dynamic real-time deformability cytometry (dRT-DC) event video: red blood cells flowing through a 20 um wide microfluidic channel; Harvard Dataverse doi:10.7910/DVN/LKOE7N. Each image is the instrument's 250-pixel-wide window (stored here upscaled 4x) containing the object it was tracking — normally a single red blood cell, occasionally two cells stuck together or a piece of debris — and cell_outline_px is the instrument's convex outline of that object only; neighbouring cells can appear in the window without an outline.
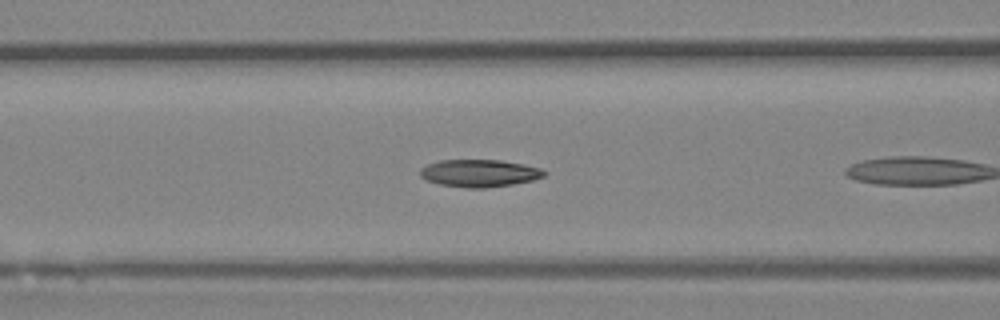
{"species": "Egyptian fruit bat (a non-hibernating species)", "species_latin": "Rousettus aegyptiacus", "temperature_condition": "room temperature", "stored_images_in_passage": 10, "camera_frame_rate_fps": 3000, "um_per_image_px": 0.085, "animal": {"sex": "female"}, "frame": {"image": 1, "passage_image": 6, "time_ms": 1.667, "image_size_px": [1000, 320], "cell_outline_px": [[548, 172], [544, 176], [532, 180], [512, 184], [484, 188], [468, 188], [440, 184], [428, 180], [420, 176], [420, 168], [428, 164], [440, 160], [500, 160], [524, 164], [540, 168]], "centroid_in_image_um": [40.76, 14.71], "position_along_channel_um": 125.8, "area_um2": 19.71}}